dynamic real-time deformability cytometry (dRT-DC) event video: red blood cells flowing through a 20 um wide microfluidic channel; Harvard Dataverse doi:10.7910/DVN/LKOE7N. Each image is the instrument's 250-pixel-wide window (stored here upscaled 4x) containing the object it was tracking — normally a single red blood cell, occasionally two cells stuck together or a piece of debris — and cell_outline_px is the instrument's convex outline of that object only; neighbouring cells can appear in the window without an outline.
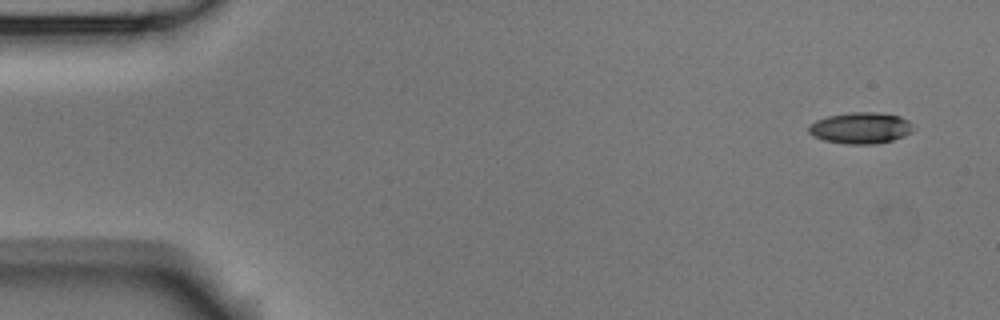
{"species": "Egyptian fruit bat (a non-hibernating species)", "species_latin": "Rousettus aegyptiacus", "temperature_condition": "room temperature", "stored_images_in_passage": 5, "camera_frame_rate_fps": 3000, "um_per_image_px": 0.085, "animal": {"sex": "male"}, "frame": {"image": 1, "passage_image": 1, "time_ms": 0.0, "image_size_px": [1000, 320], "cell_outline_px": [[912, 132], [904, 136], [892, 140], [876, 144], [844, 144], [824, 140], [812, 136], [808, 132], [808, 128], [816, 120], [828, 116], [852, 112], [880, 112], [900, 116], [908, 120], [912, 128]], "centroid_in_image_um": [73.15, 10.88], "position_along_channel_um": 11.9, "area_um2": 19.07}}
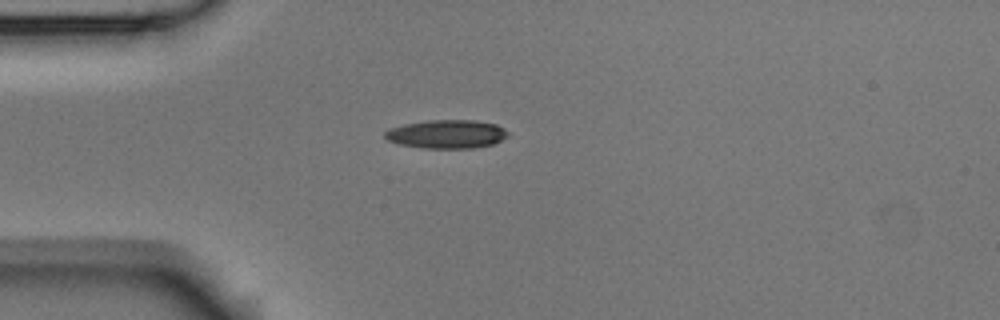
{"frame": {"image": 2, "passage_image": 4, "time_ms": 1.0, "image_size_px": [1000, 320], "cell_outline_px": [[508, 136], [492, 144], [472, 148], [424, 148], [400, 144], [388, 140], [384, 136], [384, 132], [388, 128], [404, 124], [428, 120], [476, 120], [496, 124], [504, 128], [508, 132]], "centroid_in_image_um": [37.96, 11.39], "position_along_channel_um": 47.0, "area_um2": 20.46}}